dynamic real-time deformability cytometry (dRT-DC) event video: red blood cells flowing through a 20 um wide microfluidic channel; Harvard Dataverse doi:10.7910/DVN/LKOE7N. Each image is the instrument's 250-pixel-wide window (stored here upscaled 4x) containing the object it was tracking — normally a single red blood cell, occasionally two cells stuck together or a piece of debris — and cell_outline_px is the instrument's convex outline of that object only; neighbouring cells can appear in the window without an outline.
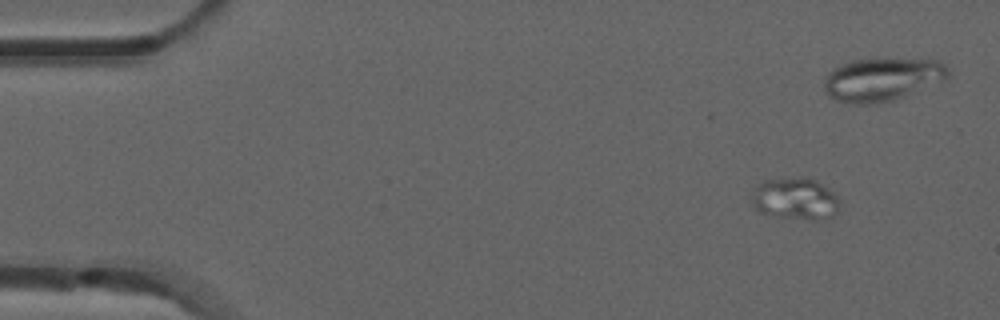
{"species": "common noctule bat (a hibernating species)", "species_latin": "Nyctalus noctula", "temperature_condition": "room temperature", "stored_images_in_passage": 6, "camera_frame_rate_fps": 3000, "um_per_image_px": 0.085, "animal": {"sex": "male", "forearm_length_mm": 52.5}, "frame": {"image": 1, "passage_image": 2, "time_ms": 0.333, "image_size_px": [1000, 320], "cell_outline_px": [[840, 204], [836, 212], [832, 216], [812, 220], [776, 216], [760, 212], [752, 204], [752, 192], [764, 180], [800, 176], [816, 180], [832, 192], [840, 200]], "centroid_in_image_um": [67.59, 16.88], "position_along_channel_um": 17.4, "area_um2": 21.33}}